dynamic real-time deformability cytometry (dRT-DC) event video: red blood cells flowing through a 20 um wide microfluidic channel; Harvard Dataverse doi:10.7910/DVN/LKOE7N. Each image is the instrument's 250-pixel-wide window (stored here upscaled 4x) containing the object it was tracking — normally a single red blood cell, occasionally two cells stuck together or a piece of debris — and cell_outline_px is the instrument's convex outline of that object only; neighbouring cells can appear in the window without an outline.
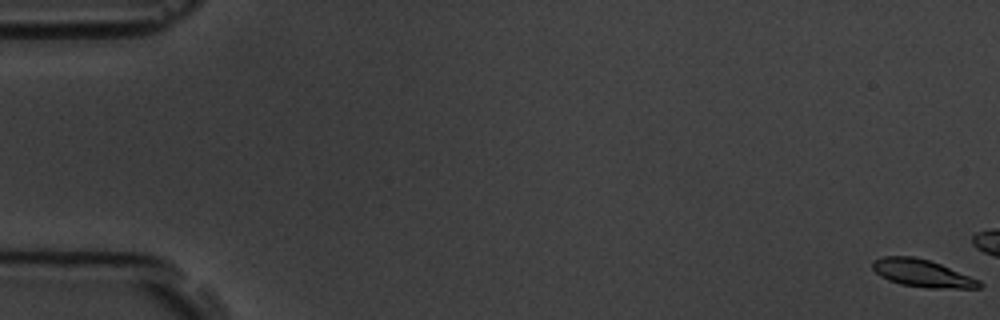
{"species": "common noctule bat (a hibernating species)", "species_latin": "Nyctalus noctula", "temperature_condition": "room temperature", "stored_images_in_passage": 5, "camera_frame_rate_fps": 3000, "um_per_image_px": 0.085, "animal": {"sex": "male", "body_mass_g": 19.5, "forearm_length_mm": 54.6}, "frame": {"image": 1, "passage_image": 1, "time_ms": 0.0, "image_size_px": [1000, 320], "cell_outline_px": [[984, 284], [980, 288], [928, 288], [900, 284], [888, 280], [880, 276], [872, 268], [872, 260], [884, 256], [912, 256], [928, 260], [940, 264], [980, 280]], "centroid_in_image_um": [78.38, 23.23], "position_along_channel_um": 6.6, "area_um2": 17.11}}